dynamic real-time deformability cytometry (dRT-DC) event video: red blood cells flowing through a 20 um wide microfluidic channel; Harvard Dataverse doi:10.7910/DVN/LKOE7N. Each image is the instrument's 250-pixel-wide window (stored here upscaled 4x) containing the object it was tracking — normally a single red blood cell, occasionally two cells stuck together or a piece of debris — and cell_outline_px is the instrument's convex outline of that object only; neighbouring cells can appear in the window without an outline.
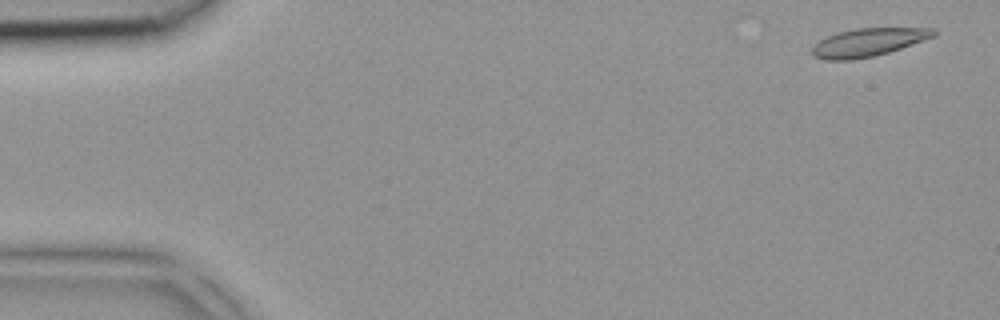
{"species": "common noctule bat (a hibernating species)", "species_latin": "Nyctalus noctula", "temperature_condition": "room temperature", "stored_images_in_passage": 24, "camera_frame_rate_fps": 3000, "um_per_image_px": 0.085, "animal": {"sex": "female", "body_mass_g": 18.4}, "frame": {"image": 1, "passage_image": 2, "time_ms": 0.333, "image_size_px": [1000, 320], "cell_outline_px": [[936, 36], [888, 52], [872, 56], [852, 60], [824, 60], [812, 56], [812, 48], [820, 40], [828, 36], [840, 32], [856, 28], [936, 28]], "centroid_in_image_um": [73.8, 3.6], "position_along_channel_um": 11.2, "area_um2": 19.71}}
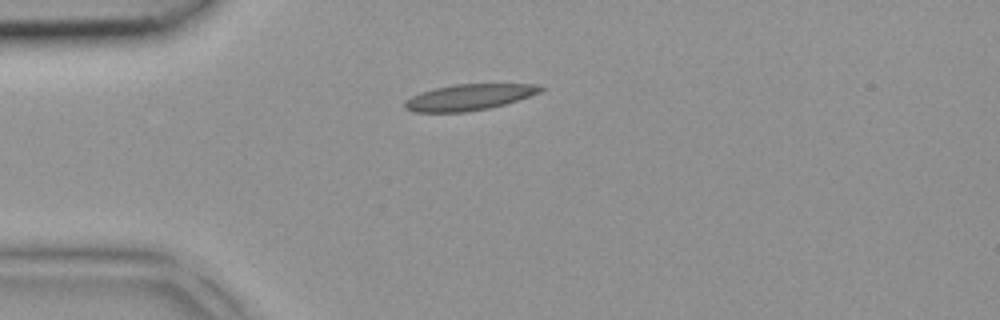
{"frame": {"image": 2, "passage_image": 11, "time_ms": 3.333, "image_size_px": [1000, 320], "cell_outline_px": [[544, 88], [540, 92], [504, 104], [488, 108], [468, 112], [412, 112], [404, 108], [404, 100], [420, 92], [436, 88], [456, 84], [540, 84]], "centroid_in_image_um": [39.82, 8.26], "position_along_channel_um": 45.2, "area_um2": 20.52}}
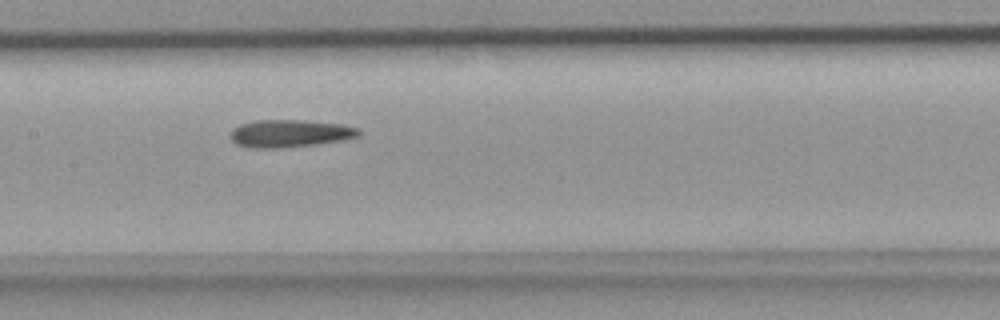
{"frame": {"image": 3, "passage_image": 21, "time_ms": 6.667, "image_size_px": [1000, 320], "cell_outline_px": [[360, 136], [348, 140], [284, 148], [248, 148], [236, 144], [228, 136], [232, 128], [240, 124], [256, 120], [304, 120], [340, 124], [360, 128]], "centroid_in_image_um": [24.64, 11.35], "position_along_channel_um": 182.8, "area_um2": 21.04}}